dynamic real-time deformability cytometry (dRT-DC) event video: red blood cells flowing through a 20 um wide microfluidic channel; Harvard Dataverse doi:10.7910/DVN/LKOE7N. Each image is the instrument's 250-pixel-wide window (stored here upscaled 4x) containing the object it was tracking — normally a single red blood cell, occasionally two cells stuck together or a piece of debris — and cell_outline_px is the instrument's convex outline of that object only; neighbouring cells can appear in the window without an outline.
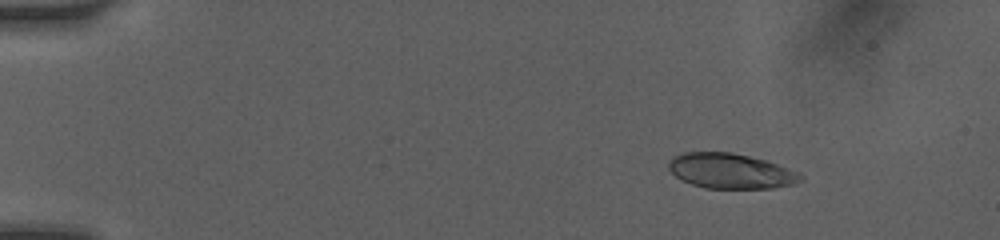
{"species": "human", "species_latin": "Homo sapiens", "temperature_condition": "room temperature", "stored_images_in_passage": 56, "camera_frame_rate_fps": 3000, "um_per_image_px": 0.085, "donor": {"sex": "female"}, "frame": {"image": 1, "passage_image": 8, "time_ms": 2.333, "image_size_px": [1000, 240], "cell_outline_px": [[804, 180], [792, 184], [772, 188], [704, 188], [680, 180], [668, 168], [668, 160], [672, 156], [684, 152], [732, 152], [768, 160], [800, 172], [804, 176]], "centroid_in_image_um": [62.12, 14.52], "position_along_channel_um": 22.9, "area_um2": 27.4}}
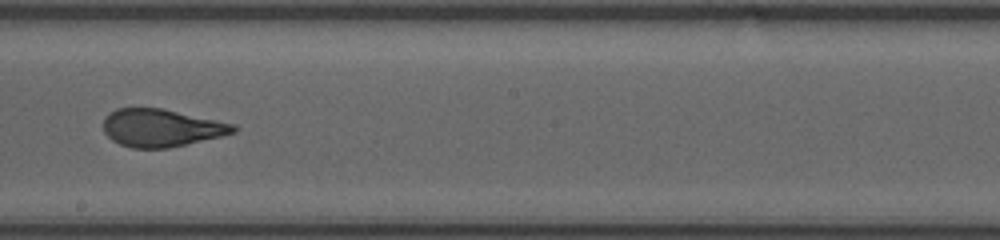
{"frame": {"image": 2, "passage_image": 32, "time_ms": 10.0, "image_size_px": [1000, 240], "cell_outline_px": [[236, 132], [220, 136], [168, 148], [132, 148], [120, 144], [112, 140], [104, 132], [104, 116], [108, 112], [116, 108], [160, 108], [236, 124]], "centroid_in_image_um": [13.68, 10.86], "position_along_channel_um": 234.5, "area_um2": 28.38}}
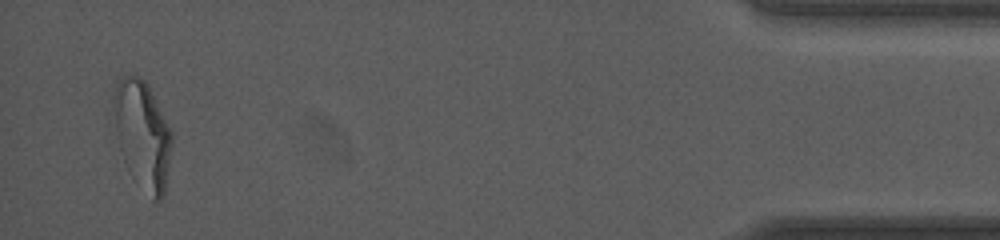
{"frame": {"image": 3, "passage_image": 55, "time_ms": 16.333, "image_size_px": [1000, 240], "cell_outline_px": [[172, 140], [164, 192], [160, 200], [156, 200], [120, 148], [116, 132], [116, 84], [120, 76], [140, 76], [148, 84], [172, 132]], "centroid_in_image_um": [12.17, 11.26], "position_along_channel_um": 423.0, "area_um2": 33.7}, "authors_computed_cell_mechanics": {"area_um2": 29.0734, "velocity_mm_per_s": 4.1164, "shape_relaxation_time_tau1_ms": 4.1906, "shape_relaxation_time_tau2_ms": 0.8714, "deformation_change_tau1": 0.1828, "deformation_change_tau2": 0.0821}}